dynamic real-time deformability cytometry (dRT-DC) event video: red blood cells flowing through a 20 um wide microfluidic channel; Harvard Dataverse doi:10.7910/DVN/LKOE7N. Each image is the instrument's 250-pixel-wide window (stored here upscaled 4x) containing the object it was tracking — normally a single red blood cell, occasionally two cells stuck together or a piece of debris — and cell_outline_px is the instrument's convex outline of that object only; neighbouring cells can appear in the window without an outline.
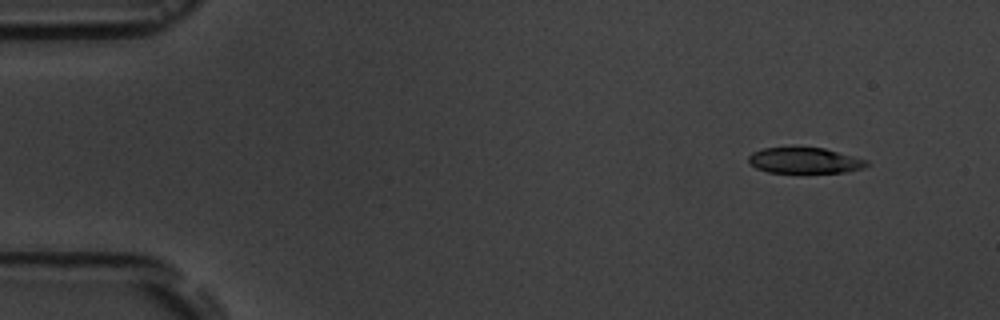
{"species": "common noctule bat (a hibernating species)", "species_latin": "Nyctalus noctula", "temperature_condition": "room temperature", "stored_images_in_passage": 5, "camera_frame_rate_fps": 3000, "um_per_image_px": 0.085, "animal": {"sex": "male", "body_mass_g": 19.5, "forearm_length_mm": 54.6}, "frame": {"image": 1, "passage_image": 2, "time_ms": 1.333, "image_size_px": [1000, 320], "cell_outline_px": [[868, 164], [864, 168], [844, 172], [768, 172], [756, 168], [748, 160], [748, 156], [752, 152], [764, 148], [796, 144], [824, 148], [868, 160]], "centroid_in_image_um": [68.36, 13.59], "position_along_channel_um": 16.6, "area_um2": 18.32}}
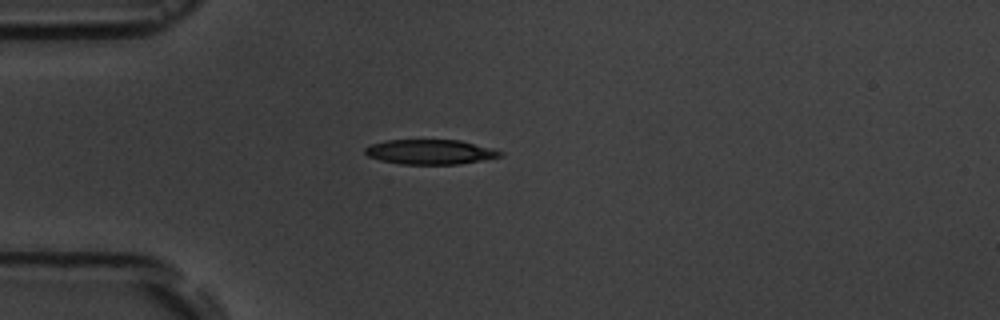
{"frame": {"image": 2, "passage_image": 5, "time_ms": 4.667, "image_size_px": [1000, 320], "cell_outline_px": [[504, 156], [460, 164], [400, 164], [380, 160], [368, 156], [364, 152], [364, 148], [372, 144], [388, 140], [460, 140], [492, 148], [504, 152]], "centroid_in_image_um": [36.59, 12.91], "position_along_channel_um": 48.4, "area_um2": 19.54}}